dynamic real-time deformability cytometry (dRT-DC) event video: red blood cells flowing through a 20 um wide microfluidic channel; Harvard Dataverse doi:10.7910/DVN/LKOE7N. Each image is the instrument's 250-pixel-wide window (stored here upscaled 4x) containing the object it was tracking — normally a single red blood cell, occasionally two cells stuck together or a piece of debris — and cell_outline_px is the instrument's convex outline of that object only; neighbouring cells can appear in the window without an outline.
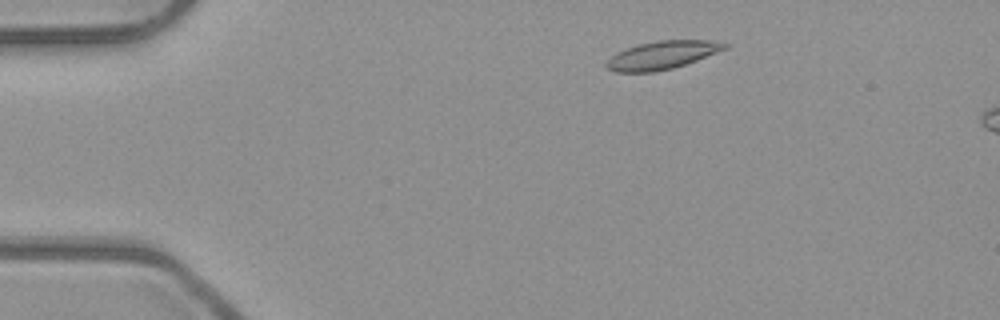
{"species": "common noctule bat (a hibernating species)", "species_latin": "Nyctalus noctula", "temperature_condition": "room temperature", "stored_images_in_passage": 4, "camera_frame_rate_fps": 3000, "um_per_image_px": 0.085, "animal": {"sex": "male", "body_mass_g": 23.1, "forearm_length_mm": 52.7}, "frame": {"image": 1, "passage_image": 1, "time_ms": 0.0, "image_size_px": [1000, 320], "cell_outline_px": [[728, 48], [696, 60], [672, 68], [656, 72], [616, 72], [608, 68], [604, 64], [616, 52], [640, 44], [656, 40], [712, 40], [728, 44]], "centroid_in_image_um": [56.28, 4.68], "position_along_channel_um": 28.7, "area_um2": 19.19}}